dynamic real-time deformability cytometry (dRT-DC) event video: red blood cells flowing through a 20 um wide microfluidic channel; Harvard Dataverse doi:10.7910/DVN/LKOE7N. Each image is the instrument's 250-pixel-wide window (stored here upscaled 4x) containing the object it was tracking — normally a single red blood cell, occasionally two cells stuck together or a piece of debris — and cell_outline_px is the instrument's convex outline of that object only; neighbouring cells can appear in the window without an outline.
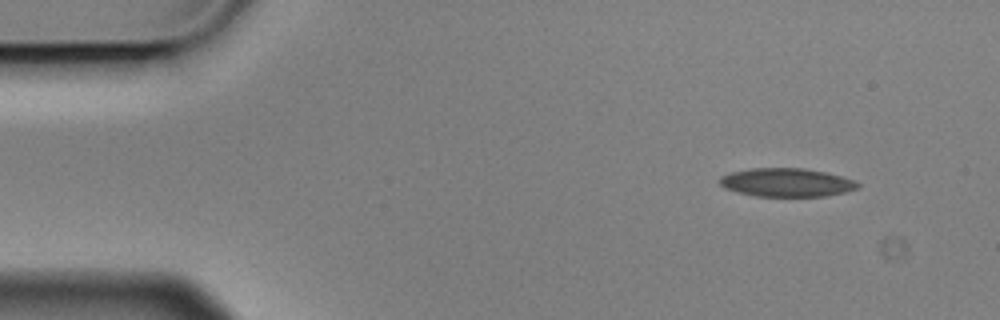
{"species": "Egyptian fruit bat (a non-hibernating species)", "species_latin": "Rousettus aegyptiacus", "temperature_condition": "cold", "stored_images_in_passage": 4, "segment_of_instrument_passage": [1, 2], "camera_frame_rate_fps": 3000, "um_per_image_px": 0.085, "animal": {"sex": "male"}, "frame": {"image": 1, "passage_image": 1, "time_ms": 0.0, "image_size_px": [1000, 320], "cell_outline_px": [[860, 188], [844, 192], [824, 196], [756, 196], [724, 188], [720, 184], [720, 176], [732, 172], [752, 168], [804, 168], [824, 172], [856, 180], [860, 184]], "centroid_in_image_um": [66.89, 15.51], "position_along_channel_um": 18.1, "area_um2": 22.77}}
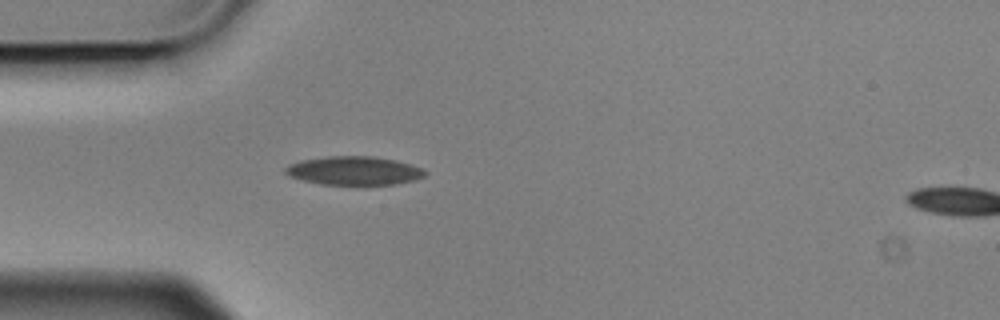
{"frame": {"image": 2, "passage_image": 3, "time_ms": 0.667, "image_size_px": [1000, 320], "cell_outline_px": [[428, 172], [424, 176], [416, 180], [392, 184], [356, 188], [320, 184], [304, 180], [292, 176], [284, 172], [284, 168], [288, 164], [300, 160], [328, 156], [372, 156], [392, 160], [408, 164], [420, 168]], "centroid_in_image_um": [30.07, 14.55], "position_along_channel_um": 54.9, "area_um2": 23.99}}